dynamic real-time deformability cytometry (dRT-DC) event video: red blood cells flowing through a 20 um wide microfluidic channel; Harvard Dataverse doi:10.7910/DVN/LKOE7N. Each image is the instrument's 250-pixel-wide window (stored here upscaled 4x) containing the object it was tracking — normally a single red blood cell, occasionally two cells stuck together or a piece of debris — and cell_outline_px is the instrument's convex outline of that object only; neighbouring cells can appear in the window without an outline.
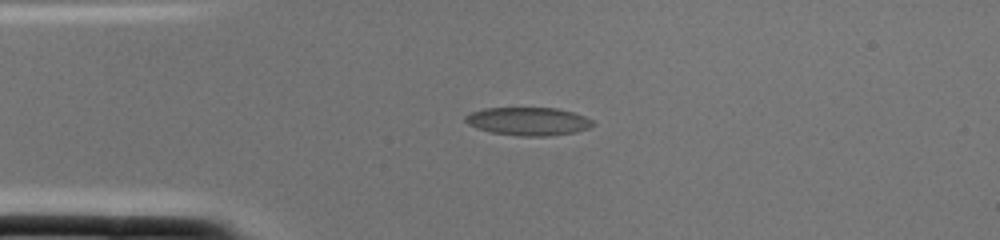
{"species": "common noctule bat (a hibernating species)", "species_latin": "Nyctalus noctula", "temperature_condition": "cold", "stored_images_in_passage": 1, "camera_frame_rate_fps": 3000, "um_per_image_px": 0.085, "animal": {"sex": "female", "body_mass_g": 22.0, "forearm_length_mm": 56.7}, "frame": {"image": 1, "passage_image": 1, "time_ms": 0.0, "image_size_px": [1000, 240], "cell_outline_px": [[596, 124], [588, 128], [576, 132], [548, 136], [520, 136], [492, 132], [476, 128], [468, 124], [464, 120], [464, 116], [472, 112], [484, 108], [556, 108], [572, 112], [584, 116], [592, 120]], "centroid_in_image_um": [44.9, 10.31], "position_along_channel_um": 40.1, "area_um2": 20.87}}